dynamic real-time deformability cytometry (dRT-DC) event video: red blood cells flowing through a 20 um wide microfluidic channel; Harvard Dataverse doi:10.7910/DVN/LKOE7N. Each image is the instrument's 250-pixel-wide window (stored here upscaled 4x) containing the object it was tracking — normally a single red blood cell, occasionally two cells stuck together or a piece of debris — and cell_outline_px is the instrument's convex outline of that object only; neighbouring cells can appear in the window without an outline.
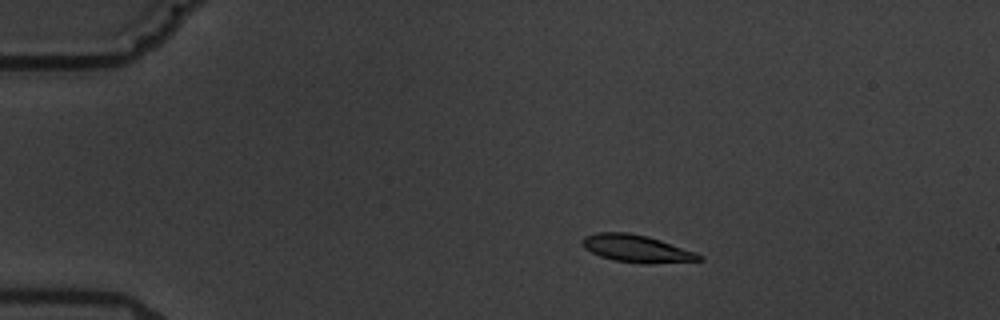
{"species": "common noctule bat (a hibernating species)", "species_latin": "Nyctalus noctula", "temperature_condition": "warm", "stored_images_in_passage": 4, "camera_frame_rate_fps": 3000, "um_per_image_px": 0.085, "animal": {"sex": "male", "body_mass_g": 19.5, "forearm_length_mm": 54.6}, "frame": {"image": 1, "passage_image": 2, "time_ms": 1.333, "image_size_px": [1000, 320], "cell_outline_px": [[704, 260], [644, 264], [616, 260], [600, 256], [584, 248], [584, 236], [596, 232], [628, 232], [648, 236], [696, 252], [704, 256]], "centroid_in_image_um": [54.15, 21.13], "position_along_channel_um": 30.8, "area_um2": 18.5}}